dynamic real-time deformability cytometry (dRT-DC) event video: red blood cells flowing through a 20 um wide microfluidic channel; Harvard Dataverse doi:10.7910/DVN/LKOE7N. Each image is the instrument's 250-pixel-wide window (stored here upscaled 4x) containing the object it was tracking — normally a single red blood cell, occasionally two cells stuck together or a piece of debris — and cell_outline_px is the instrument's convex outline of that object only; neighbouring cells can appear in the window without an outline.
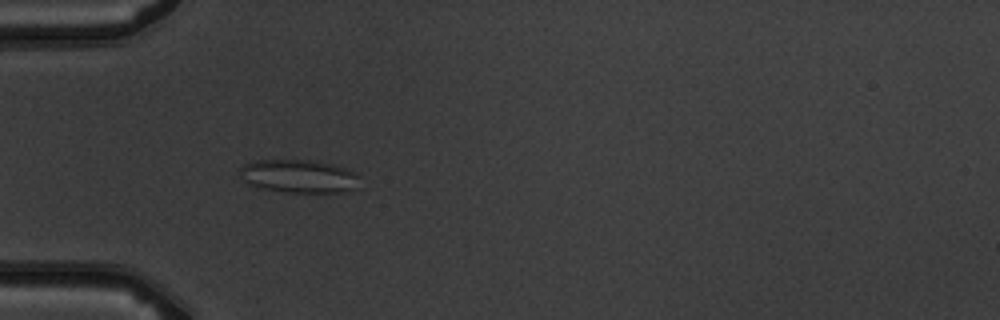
{"species": "common noctule bat (a hibernating species)", "species_latin": "Nyctalus noctula", "temperature_condition": "warm", "stored_images_in_passage": 10, "camera_frame_rate_fps": 3000, "um_per_image_px": 0.085, "animal": {"sex": "male", "body_mass_g": 19.5, "forearm_length_mm": 54.6}, "frame": {"image": 1, "passage_image": 5, "time_ms": 4.667, "image_size_px": [1000, 320], "cell_outline_px": [[360, 188], [344, 192], [284, 192], [260, 188], [248, 184], [240, 176], [240, 168], [244, 164], [256, 160], [316, 160], [344, 168], [352, 172], [356, 176]], "centroid_in_image_um": [25.38, 14.98], "position_along_channel_um": 59.6, "area_um2": 23.18}}
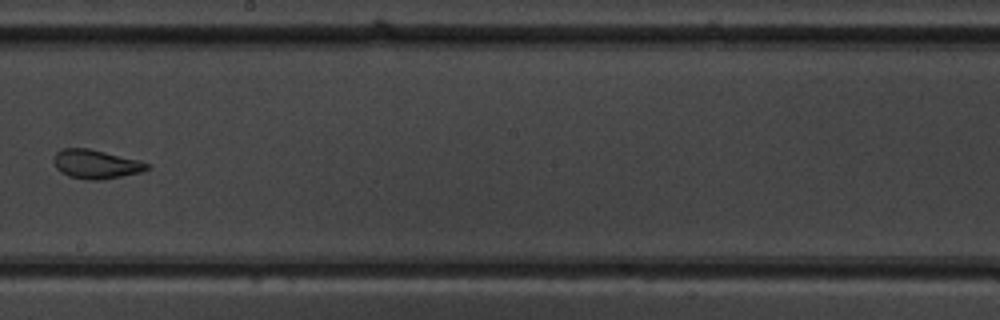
{"frame": {"image": 2, "passage_image": 9, "time_ms": 9.333, "image_size_px": [1000, 320], "cell_outline_px": [[152, 168], [140, 172], [120, 176], [96, 180], [88, 180], [68, 176], [60, 172], [56, 168], [52, 160], [56, 152], [64, 148], [88, 148], [140, 160], [148, 164]], "centroid_in_image_um": [8.13, 13.95], "position_along_channel_um": 240.1, "area_um2": 15.72}}
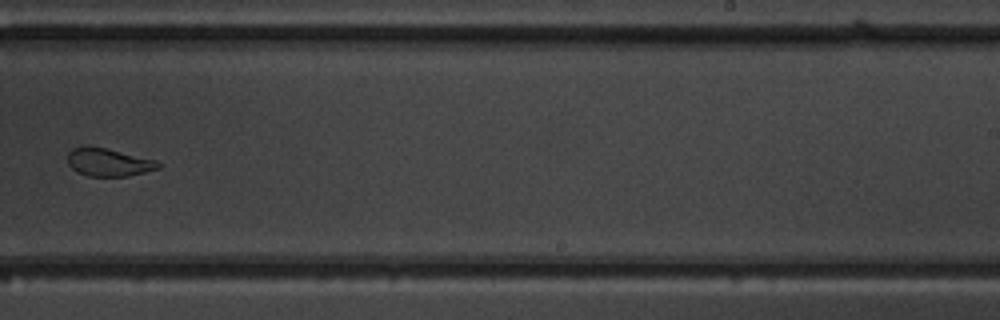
{"frame": {"image": 3, "passage_image": 10, "time_ms": 10.333, "image_size_px": [1000, 320], "cell_outline_px": [[160, 168], [128, 176], [88, 176], [76, 172], [68, 164], [68, 152], [72, 148], [88, 144], [108, 148], [156, 160], [160, 164]], "centroid_in_image_um": [9.19, 13.77], "position_along_channel_um": 279.8, "area_um2": 15.03}}